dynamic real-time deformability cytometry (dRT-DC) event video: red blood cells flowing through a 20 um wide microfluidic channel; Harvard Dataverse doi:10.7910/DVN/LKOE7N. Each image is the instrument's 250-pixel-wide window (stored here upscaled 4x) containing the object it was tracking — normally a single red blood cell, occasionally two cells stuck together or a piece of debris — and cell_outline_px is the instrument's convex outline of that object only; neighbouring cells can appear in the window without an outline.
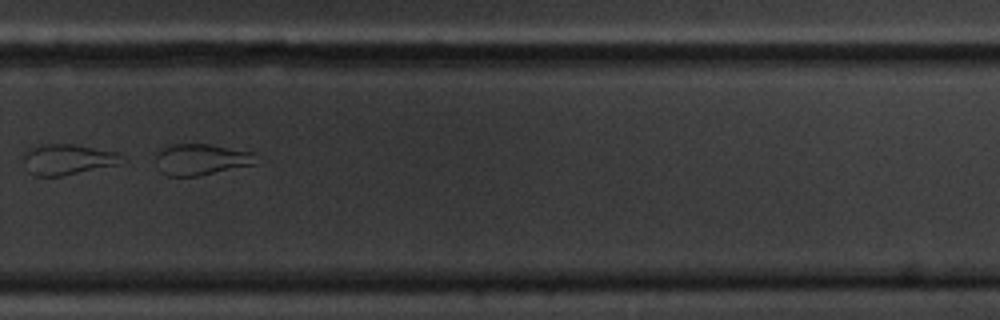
{"species": "common noctule bat (a hibernating species)", "species_latin": "Nyctalus noctula", "temperature_condition": "cold", "stored_images_in_passage": 54, "camera_frame_rate_fps": 3000, "um_per_image_px": 0.085, "animal": {"sex": "male", "body_mass_g": 20.1, "forearm_length_mm": 53.5}, "frame": {"image": 1, "passage_image": 37, "time_ms": 12.0, "image_size_px": [1000, 320], "cell_outline_px": [[268, 160], [256, 164], [196, 176], [168, 176], [160, 172], [156, 160], [156, 156], [164, 148], [176, 144], [208, 144], [256, 152]], "centroid_in_image_um": [17.28, 13.55], "position_along_channel_um": 312.5, "area_um2": 18.61}}